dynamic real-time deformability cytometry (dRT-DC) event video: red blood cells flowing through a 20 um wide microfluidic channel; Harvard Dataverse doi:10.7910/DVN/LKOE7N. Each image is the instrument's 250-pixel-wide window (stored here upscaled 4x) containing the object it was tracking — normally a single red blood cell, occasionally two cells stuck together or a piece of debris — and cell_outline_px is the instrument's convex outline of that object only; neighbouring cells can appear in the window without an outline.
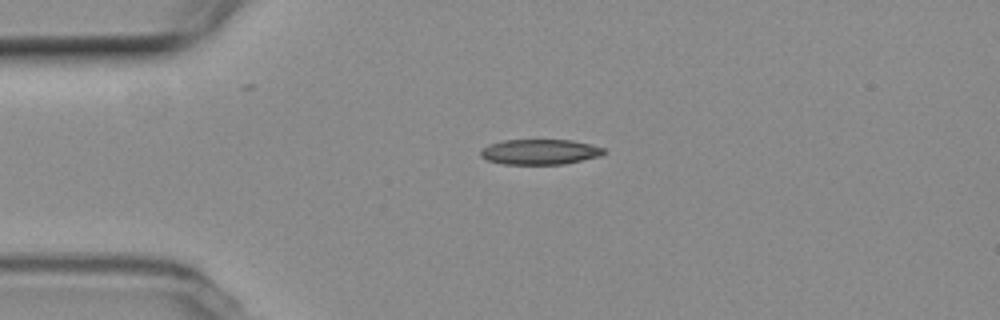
{"species": "common noctule bat (a hibernating species)", "species_latin": "Nyctalus noctula", "temperature_condition": "room temperature", "stored_images_in_passage": 4, "camera_frame_rate_fps": 3000, "um_per_image_px": 0.085, "animal": {"sex": "female", "body_mass_g": 19.3, "forearm_length_mm": 54.1}, "frame": {"image": 1, "passage_image": 3, "time_ms": 2.333, "image_size_px": [1000, 320], "cell_outline_px": [[608, 152], [600, 156], [564, 164], [504, 164], [488, 160], [480, 156], [480, 152], [488, 144], [504, 140], [572, 140], [604, 148]], "centroid_in_image_um": [45.9, 12.91], "position_along_channel_um": 39.1, "area_um2": 18.09}}